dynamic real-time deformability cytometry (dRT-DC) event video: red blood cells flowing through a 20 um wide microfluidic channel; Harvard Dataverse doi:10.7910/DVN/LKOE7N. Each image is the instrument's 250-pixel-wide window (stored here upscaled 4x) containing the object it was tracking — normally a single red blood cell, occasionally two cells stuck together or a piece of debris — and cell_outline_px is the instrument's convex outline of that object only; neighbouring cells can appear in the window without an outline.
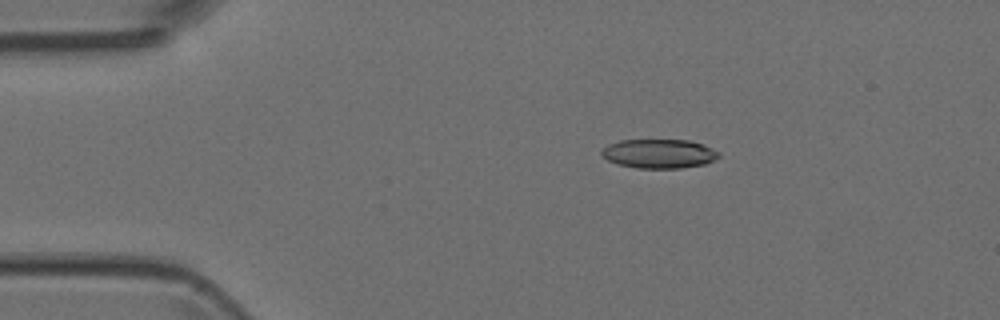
{"species": "Egyptian fruit bat (a non-hibernating species)", "species_latin": "Rousettus aegyptiacus", "temperature_condition": "room temperature", "stored_images_in_passage": 21, "camera_frame_rate_fps": 3000, "um_per_image_px": 0.085, "animal": {"sex": "female"}, "frame": {"image": 1, "passage_image": 5, "time_ms": 1.333, "image_size_px": [1000, 320], "cell_outline_px": [[720, 156], [704, 164], [680, 168], [636, 168], [616, 164], [600, 156], [600, 152], [608, 144], [620, 140], [688, 140], [700, 144], [720, 152]], "centroid_in_image_um": [55.96, 13.06], "position_along_channel_um": 29.0, "area_um2": 19.83}}
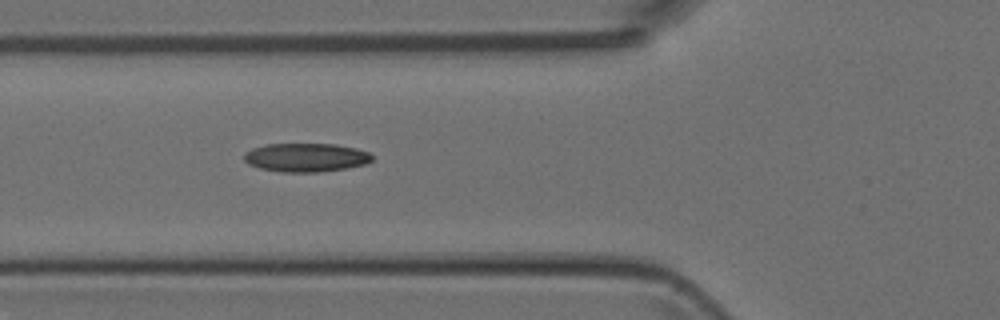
{"frame": {"image": 2, "passage_image": 14, "time_ms": 4.333, "image_size_px": [1000, 320], "cell_outline_px": [[372, 160], [364, 164], [348, 168], [320, 172], [280, 172], [260, 168], [248, 164], [244, 160], [244, 152], [252, 148], [268, 144], [336, 144], [356, 148], [368, 152], [372, 156]], "centroid_in_image_um": [25.99, 13.39], "position_along_channel_um": 99.8, "area_um2": 21.44}}
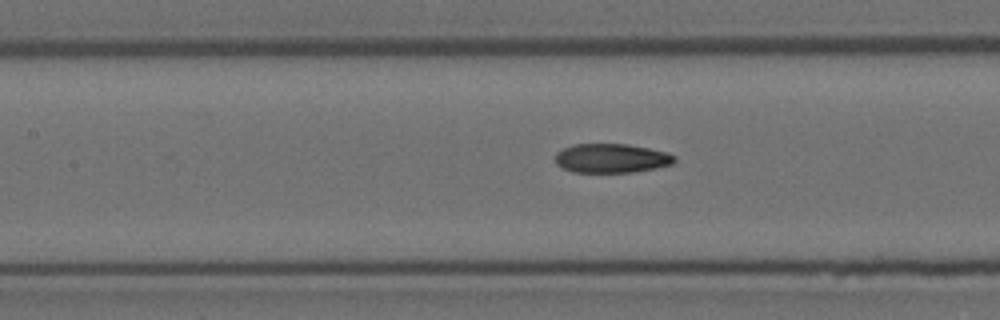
{"frame": {"image": 3, "passage_image": 18, "time_ms": 5.667, "image_size_px": [1000, 320], "cell_outline_px": [[676, 160], [672, 164], [656, 168], [632, 172], [572, 172], [556, 164], [556, 152], [564, 148], [576, 144], [628, 144], [668, 152], [676, 156]], "centroid_in_image_um": [52.0, 13.45], "position_along_channel_um": 155.4, "area_um2": 20.23}}